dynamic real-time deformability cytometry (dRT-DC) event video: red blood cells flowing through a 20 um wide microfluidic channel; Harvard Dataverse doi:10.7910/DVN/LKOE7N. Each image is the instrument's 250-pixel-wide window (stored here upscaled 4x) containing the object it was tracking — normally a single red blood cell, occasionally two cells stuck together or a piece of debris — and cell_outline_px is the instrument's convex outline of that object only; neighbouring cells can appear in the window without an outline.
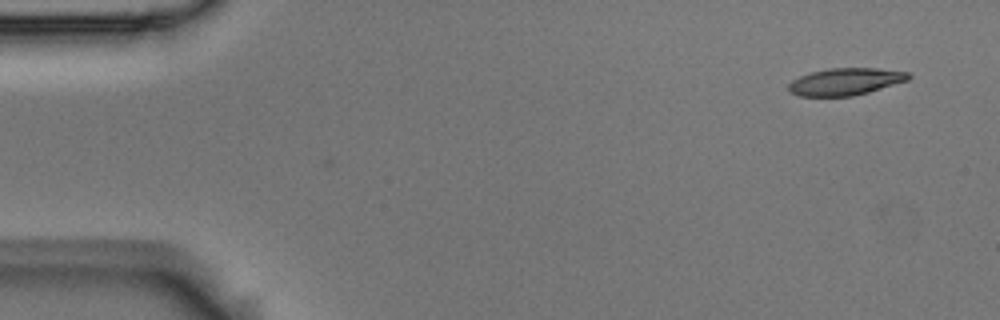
{"species": "Egyptian fruit bat (a non-hibernating species)", "species_latin": "Rousettus aegyptiacus", "temperature_condition": "room temperature", "stored_images_in_passage": 3, "camera_frame_rate_fps": 3000, "um_per_image_px": 0.085, "animal": {"sex": "male"}, "frame": {"image": 1, "passage_image": 3, "time_ms": 0.667, "image_size_px": [1000, 320], "cell_outline_px": [[912, 76], [908, 80], [868, 92], [852, 96], [800, 96], [792, 92], [788, 88], [788, 84], [792, 80], [800, 76], [812, 72], [828, 68], [876, 68], [908, 72]], "centroid_in_image_um": [71.87, 6.93], "position_along_channel_um": 13.1, "area_um2": 18.79}}